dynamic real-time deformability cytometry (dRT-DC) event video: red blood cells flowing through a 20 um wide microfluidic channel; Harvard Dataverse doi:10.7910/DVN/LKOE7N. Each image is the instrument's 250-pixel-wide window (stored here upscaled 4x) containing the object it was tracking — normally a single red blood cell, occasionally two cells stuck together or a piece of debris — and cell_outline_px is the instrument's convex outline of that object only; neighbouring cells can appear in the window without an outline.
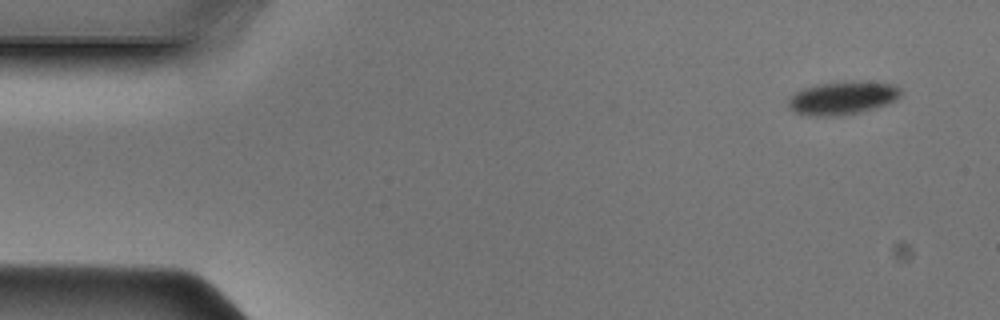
{"species": "Egyptian fruit bat (a non-hibernating species)", "species_latin": "Rousettus aegyptiacus", "temperature_condition": "cold", "stored_images_in_passage": 46, "camera_frame_rate_fps": 3000, "um_per_image_px": 0.085, "animal": {"sex": "male"}, "frame": {"image": 1, "passage_image": 1, "time_ms": 0.0, "image_size_px": [1000, 320], "cell_outline_px": [[904, 92], [896, 100], [888, 104], [856, 112], [832, 116], [808, 116], [796, 112], [788, 108], [788, 96], [804, 88], [816, 84], [852, 80], [892, 84], [900, 88]], "centroid_in_image_um": [71.6, 8.31], "position_along_channel_um": 13.4, "area_um2": 21.85}}
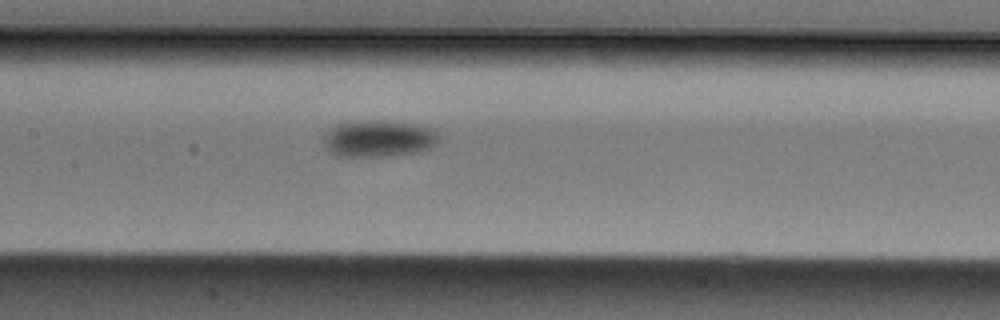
{"frame": {"image": 2, "passage_image": 20, "time_ms": 6.333, "image_size_px": [1000, 320], "cell_outline_px": [[440, 136], [436, 144], [432, 148], [416, 152], [384, 156], [336, 156], [328, 152], [324, 144], [324, 136], [328, 128], [336, 124], [348, 120], [388, 120], [416, 124], [432, 128]], "centroid_in_image_um": [32.15, 11.75], "position_along_channel_um": 175.3, "area_um2": 25.26}}
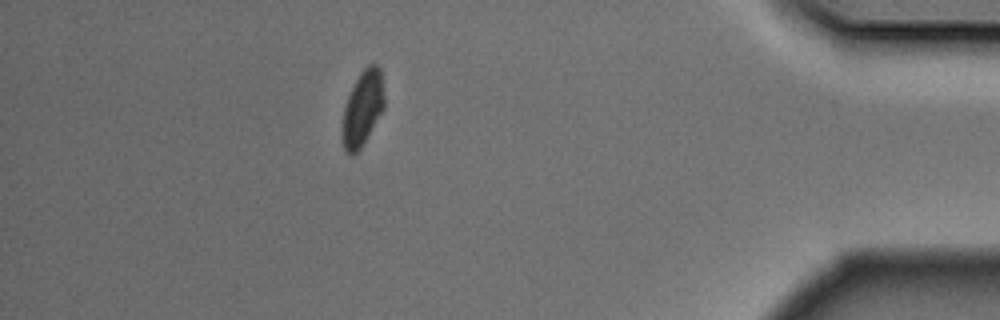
{"frame": {"image": 3, "passage_image": 40, "time_ms": 13.0, "image_size_px": [1000, 320], "cell_outline_px": [[384, 108], [360, 148], [356, 152], [348, 152], [344, 148], [344, 108], [348, 96], [360, 72], [368, 64], [376, 64], [380, 68], [384, 96]], "centroid_in_image_um": [30.86, 9.12], "position_along_channel_um": 404.3, "area_um2": 17.51}}